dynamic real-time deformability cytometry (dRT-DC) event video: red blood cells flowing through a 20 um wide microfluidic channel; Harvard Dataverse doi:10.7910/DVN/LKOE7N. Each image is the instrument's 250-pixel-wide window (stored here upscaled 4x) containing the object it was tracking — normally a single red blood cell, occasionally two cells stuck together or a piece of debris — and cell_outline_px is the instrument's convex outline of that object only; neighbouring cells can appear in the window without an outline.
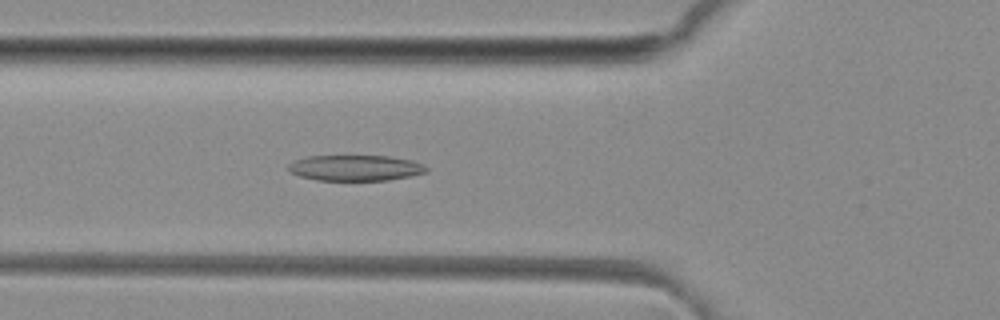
{"species": "common noctule bat (a hibernating species)", "species_latin": "Nyctalus noctula", "temperature_condition": "room temperature", "stored_images_in_passage": 49, "camera_frame_rate_fps": 3000, "um_per_image_px": 0.085, "animal": {"sex": "female", "body_mass_g": 29.2, "forearm_length_mm": 56.3}, "frame": {"image": 1, "passage_image": 18, "time_ms": 5.667, "image_size_px": [1000, 320], "cell_outline_px": [[428, 172], [412, 176], [388, 180], [316, 180], [300, 176], [288, 172], [288, 164], [292, 160], [308, 156], [388, 156], [412, 160], [424, 164], [428, 168]], "centroid_in_image_um": [30.21, 14.27], "position_along_channel_um": 95.6, "area_um2": 20.92}}
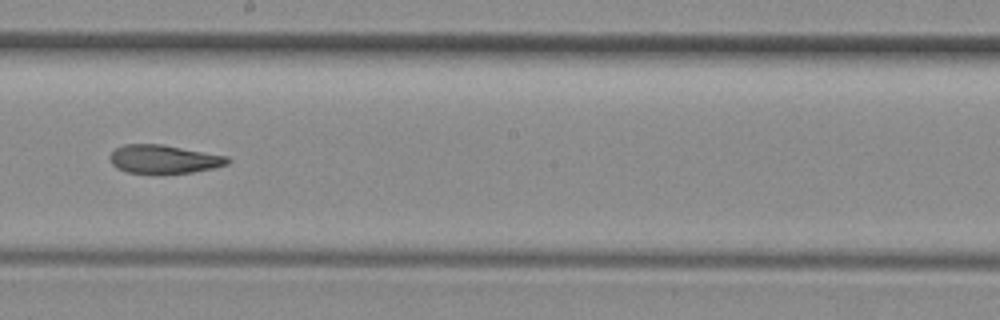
{"frame": {"image": 2, "passage_image": 28, "time_ms": 9.0, "image_size_px": [1000, 320], "cell_outline_px": [[232, 160], [228, 164], [212, 168], [192, 172], [156, 176], [152, 176], [128, 172], [116, 168], [112, 164], [108, 156], [116, 148], [124, 144], [164, 144], [228, 156]], "centroid_in_image_um": [13.91, 13.56], "position_along_channel_um": 234.3, "area_um2": 20.35}}
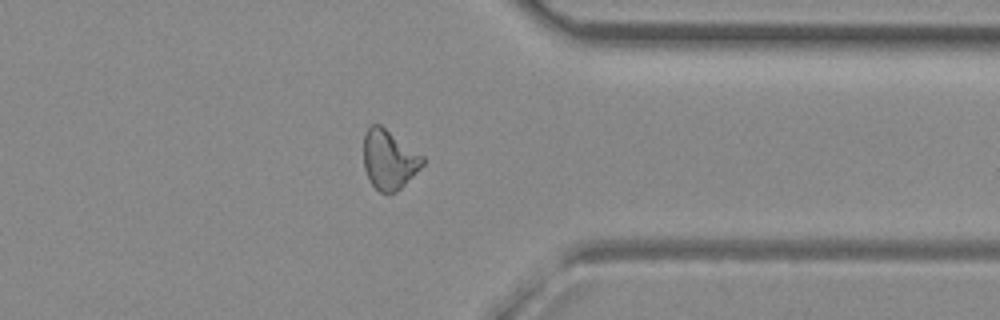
{"frame": {"image": 3, "passage_image": 39, "time_ms": 12.667, "image_size_px": [1000, 320], "cell_outline_px": [[424, 164], [396, 192], [388, 196], [380, 192], [372, 184], [364, 168], [364, 132], [372, 124], [380, 124], [424, 156]], "centroid_in_image_um": [33.06, 13.57], "position_along_channel_um": 378.3, "area_um2": 20.4}, "authors_computed_cell_mechanics": {"area_um2": 20.7502, "velocity_mm_per_s": 4.1553, "shape_relaxation_time_tau1_ms": null, "shape_relaxation_time_tau2_ms": 4.5544, "deformation_change_tau1": null, "deformation_change_tau2": 0.1254}}